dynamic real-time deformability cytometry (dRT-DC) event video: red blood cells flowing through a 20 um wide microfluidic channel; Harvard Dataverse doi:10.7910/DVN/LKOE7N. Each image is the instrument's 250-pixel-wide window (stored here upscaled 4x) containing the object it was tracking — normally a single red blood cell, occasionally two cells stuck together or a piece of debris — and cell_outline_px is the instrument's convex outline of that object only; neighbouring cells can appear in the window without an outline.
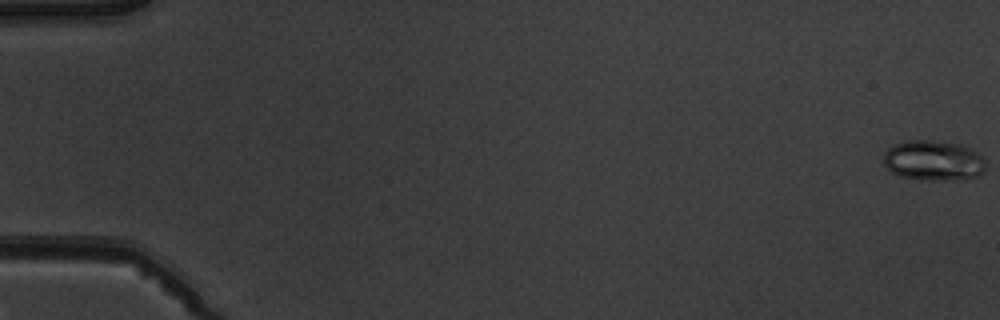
{"species": "common noctule bat (a hibernating species)", "species_latin": "Nyctalus noctula", "temperature_condition": "warm", "stored_images_in_passage": 7, "camera_frame_rate_fps": 3000, "um_per_image_px": 0.085, "animal": {"sex": "male", "body_mass_g": 19.5, "forearm_length_mm": 54.6}, "frame": {"image": 1, "passage_image": 1, "time_ms": 0.0, "image_size_px": [1000, 320], "cell_outline_px": [[984, 172], [980, 176], [964, 180], [920, 180], [900, 176], [892, 172], [884, 164], [884, 152], [888, 148], [896, 144], [908, 140], [928, 140], [960, 144], [976, 152], [984, 160]], "centroid_in_image_um": [79.35, 13.67], "position_along_channel_um": 5.7, "area_um2": 24.04}}
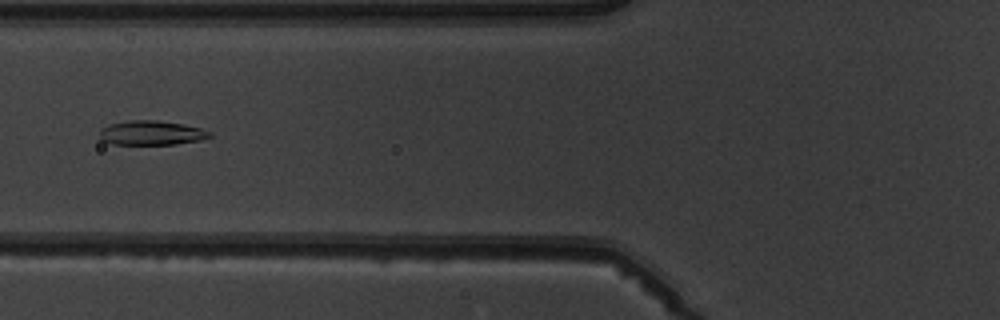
{"frame": {"image": 2, "passage_image": 7, "time_ms": 7.0, "image_size_px": [1000, 320], "cell_outline_px": [[212, 136], [200, 140], [176, 144], [112, 144], [100, 140], [100, 128], [108, 124], [128, 120], [156, 120], [184, 124], [200, 128], [212, 132]], "centroid_in_image_um": [12.85, 11.29], "position_along_channel_um": 113.0, "area_um2": 15.78}}